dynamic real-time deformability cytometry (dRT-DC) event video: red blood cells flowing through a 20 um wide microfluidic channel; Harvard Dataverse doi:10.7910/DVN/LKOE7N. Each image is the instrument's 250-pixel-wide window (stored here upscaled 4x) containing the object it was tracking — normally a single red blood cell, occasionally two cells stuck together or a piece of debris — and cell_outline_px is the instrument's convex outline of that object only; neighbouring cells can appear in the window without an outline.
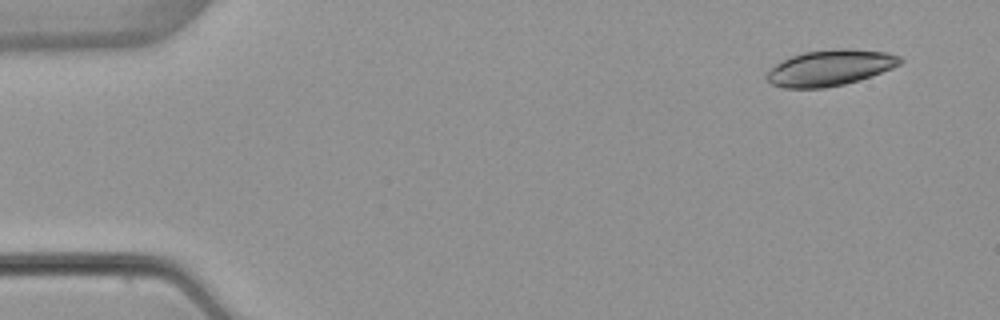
{"species": "common noctule bat (a hibernating species)", "species_latin": "Nyctalus noctula", "temperature_condition": "warm", "stored_images_in_passage": 4, "camera_frame_rate_fps": 3000, "um_per_image_px": 0.085, "animal": {"sex": "female", "body_mass_g": 22.7, "forearm_length_mm": 54.2}, "frame": {"image": 1, "passage_image": 1, "time_ms": 0.0, "image_size_px": [1000, 320], "cell_outline_px": [[904, 60], [900, 64], [892, 68], [872, 76], [860, 80], [844, 84], [824, 88], [784, 88], [772, 84], [764, 76], [768, 68], [792, 56], [804, 52], [836, 48], [848, 48], [888, 52], [900, 56]], "centroid_in_image_um": [70.56, 5.76], "position_along_channel_um": 14.4, "area_um2": 28.15}}
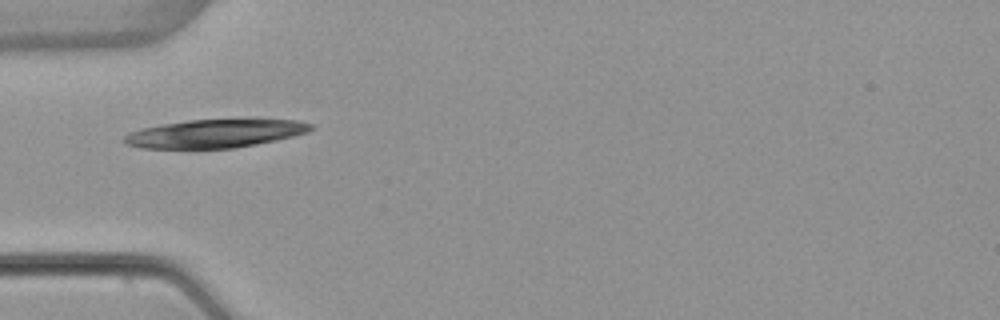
{"frame": {"image": 2, "passage_image": 4, "time_ms": 4.333, "image_size_px": [1000, 320], "cell_outline_px": [[316, 128], [308, 132], [276, 140], [256, 144], [232, 148], [140, 148], [124, 144], [120, 140], [128, 132], [140, 128], [188, 120], [300, 120], [312, 124]], "centroid_in_image_um": [18.23, 11.36], "position_along_channel_um": 66.8, "area_um2": 30.69}}